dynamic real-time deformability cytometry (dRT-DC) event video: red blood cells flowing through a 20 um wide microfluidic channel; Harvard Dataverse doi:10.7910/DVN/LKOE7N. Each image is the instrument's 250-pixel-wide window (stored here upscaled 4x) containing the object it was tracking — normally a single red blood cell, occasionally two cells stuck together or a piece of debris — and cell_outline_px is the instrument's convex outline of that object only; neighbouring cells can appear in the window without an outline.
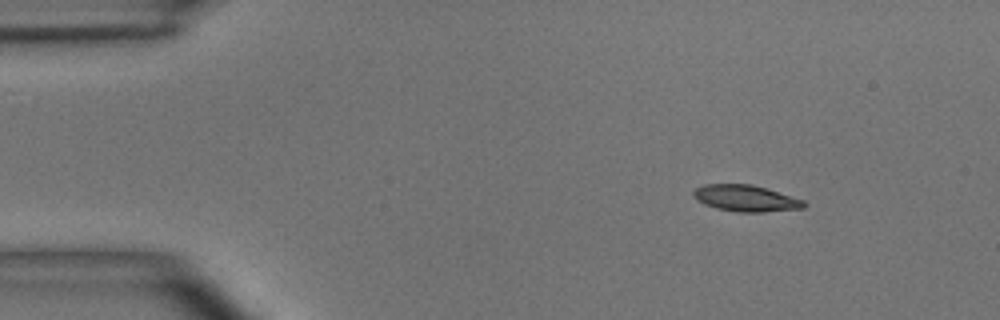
{"species": "common noctule bat (a hibernating species)", "species_latin": "Nyctalus noctula", "temperature_condition": "room temperature", "stored_images_in_passage": 4, "camera_frame_rate_fps": 3000, "um_per_image_px": 0.085, "animal": {"sex": "male", "body_mass_g": 15.6}, "frame": {"image": 1, "passage_image": 1, "time_ms": 0.0, "image_size_px": [1000, 320], "cell_outline_px": [[808, 204], [804, 208], [760, 212], [736, 212], [716, 208], [704, 204], [696, 200], [692, 196], [692, 192], [696, 188], [704, 184], [752, 184], [768, 188], [804, 200]], "centroid_in_image_um": [63.39, 16.85], "position_along_channel_um": 21.6, "area_um2": 17.22}}
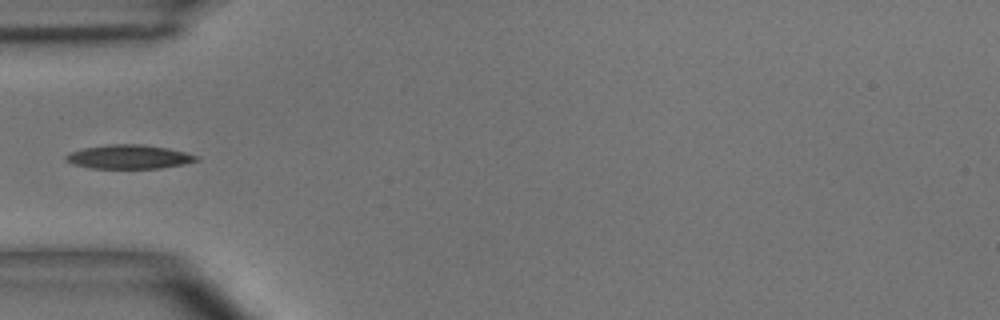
{"frame": {"image": 2, "passage_image": 4, "time_ms": 3.333, "image_size_px": [1000, 320], "cell_outline_px": [[200, 160], [184, 164], [160, 168], [92, 168], [72, 164], [64, 160], [64, 156], [68, 152], [84, 148], [108, 144], [144, 144], [168, 148], [200, 156]], "centroid_in_image_um": [10.95, 13.32], "position_along_channel_um": 74.0, "area_um2": 18.38}}